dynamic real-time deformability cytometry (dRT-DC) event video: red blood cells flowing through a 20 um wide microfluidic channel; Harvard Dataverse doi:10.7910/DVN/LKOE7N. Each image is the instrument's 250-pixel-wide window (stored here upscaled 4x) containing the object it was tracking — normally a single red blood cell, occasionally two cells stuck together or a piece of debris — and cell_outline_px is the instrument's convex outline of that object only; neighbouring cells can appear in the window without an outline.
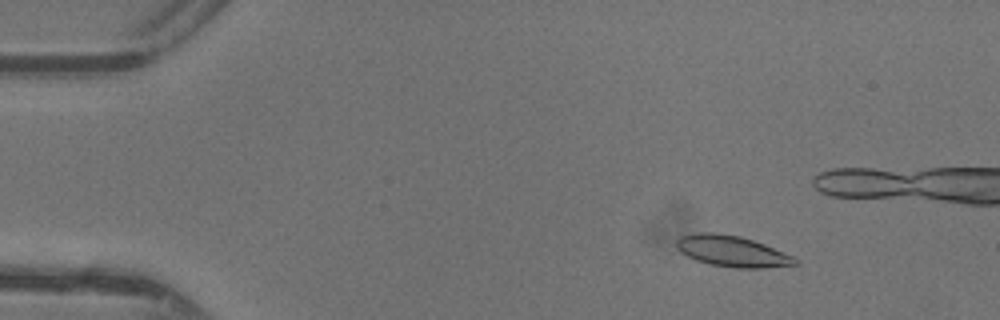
{"species": "common noctule bat (a hibernating species)", "species_latin": "Nyctalus noctula", "temperature_condition": "warm", "stored_images_in_passage": 40, "camera_frame_rate_fps": 3000, "um_per_image_px": 0.085, "animal": {"sex": "female"}, "frame": {"image": 1, "passage_image": 3, "time_ms": 0.667, "image_size_px": [1000, 320], "cell_outline_px": [[800, 264], [764, 268], [732, 268], [708, 264], [696, 260], [680, 252], [676, 248], [676, 240], [680, 236], [696, 232], [716, 232], [740, 236], [764, 244], [792, 256]], "centroid_in_image_um": [62.18, 21.35], "position_along_channel_um": 22.8, "area_um2": 21.56}}
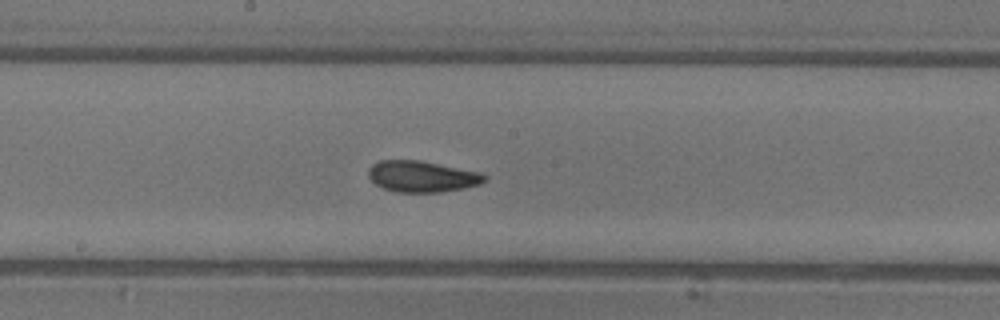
{"frame": {"image": 2, "passage_image": 22, "time_ms": 7.0, "image_size_px": [1000, 320], "cell_outline_px": [[488, 176], [480, 184], [464, 188], [440, 192], [396, 192], [384, 188], [376, 184], [368, 176], [368, 168], [372, 164], [380, 160], [420, 160], [480, 172]], "centroid_in_image_um": [35.86, 14.99], "position_along_channel_um": 212.3, "area_um2": 21.1}}
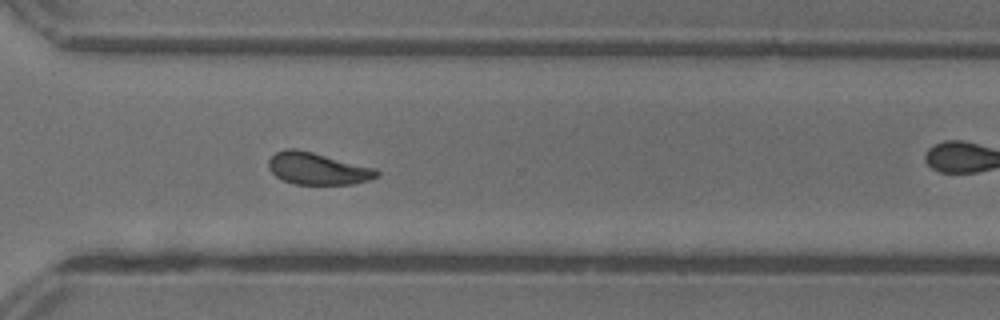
{"frame": {"image": 3, "passage_image": 31, "time_ms": 10.0, "image_size_px": [1000, 320], "cell_outline_px": [[380, 176], [368, 180], [352, 184], [292, 184], [276, 176], [268, 168], [268, 160], [276, 152], [284, 148], [296, 148], [376, 168], [380, 172]], "centroid_in_image_um": [26.99, 14.33], "position_along_channel_um": 343.6, "area_um2": 20.23}, "authors_computed_cell_mechanics": {"area_um2": 20.4612, "velocity_mm_per_s": 4.3832, "shape_relaxation_time_tau1_ms": 5.2521, "shape_relaxation_time_tau2_ms": 2.1148, "deformation_change_tau1": 0.1327, "deformation_change_tau2": 0.0701}}